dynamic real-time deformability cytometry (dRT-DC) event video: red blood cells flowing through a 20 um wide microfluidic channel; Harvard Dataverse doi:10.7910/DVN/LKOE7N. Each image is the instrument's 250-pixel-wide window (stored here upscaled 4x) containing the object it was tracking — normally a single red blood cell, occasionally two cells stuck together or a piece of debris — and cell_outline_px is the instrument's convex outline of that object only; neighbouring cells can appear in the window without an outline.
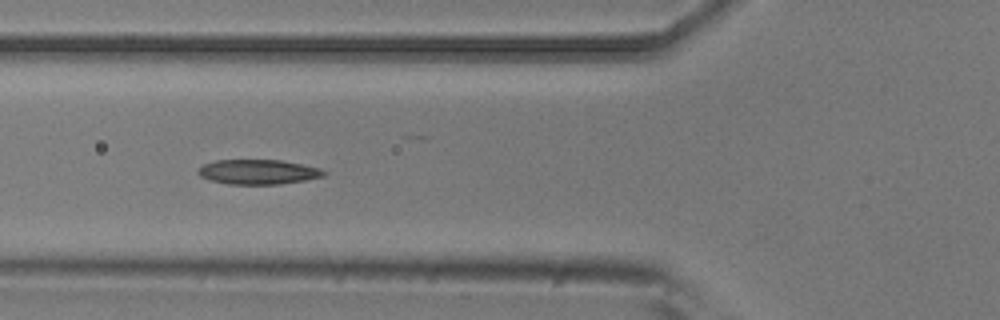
{"species": "common noctule bat (a hibernating species)", "species_latin": "Nyctalus noctula", "temperature_condition": "room temperature", "stored_images_in_passage": 6, "camera_frame_rate_fps": 3000, "um_per_image_px": 0.085, "animal": {"sex": "male", "body_mass_g": 20.5, "forearm_length_mm": 52.5}, "frame": {"image": 1, "passage_image": 5, "time_ms": 1.333, "image_size_px": [1000, 320], "cell_outline_px": [[328, 172], [324, 176], [304, 180], [280, 184], [228, 184], [212, 180], [200, 176], [196, 172], [204, 164], [216, 160], [280, 160], [320, 168]], "centroid_in_image_um": [21.95, 14.61], "position_along_channel_um": 103.8, "area_um2": 17.98}}
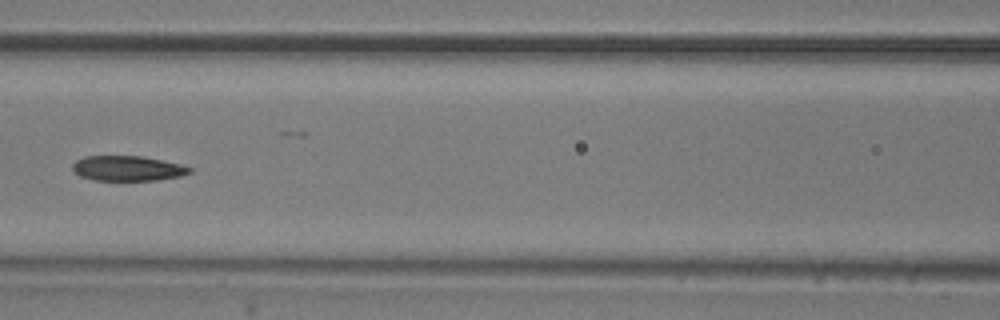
{"frame": {"image": 2, "passage_image": 6, "time_ms": 1.667, "image_size_px": [1000, 320], "cell_outline_px": [[192, 172], [180, 176], [156, 180], [96, 180], [80, 176], [72, 168], [72, 164], [76, 160], [84, 156], [144, 156], [180, 164], [192, 168]], "centroid_in_image_um": [10.85, 14.3], "position_along_channel_um": 155.7, "area_um2": 17.05}}